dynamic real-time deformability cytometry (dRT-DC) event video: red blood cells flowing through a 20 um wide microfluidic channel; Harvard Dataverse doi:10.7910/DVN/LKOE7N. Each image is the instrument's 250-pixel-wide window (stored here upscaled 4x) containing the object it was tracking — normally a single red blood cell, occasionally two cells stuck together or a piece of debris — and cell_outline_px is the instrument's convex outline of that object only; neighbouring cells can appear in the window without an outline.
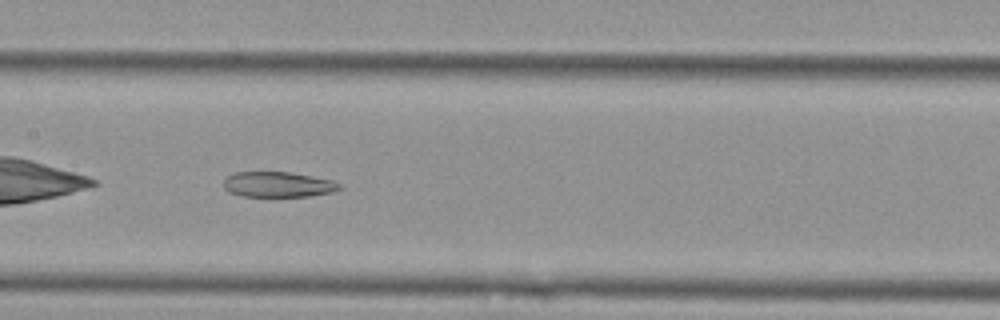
{"species": "Egyptian fruit bat (a non-hibernating species)", "species_latin": "Rousettus aegyptiacus", "temperature_condition": "cold", "stored_images_in_passage": 37, "camera_frame_rate_fps": 3000, "um_per_image_px": 0.085, "animal": {"sex": "female"}, "frame": {"image": 1, "passage_image": 11, "time_ms": 3.333, "image_size_px": [1000, 320], "cell_outline_px": [[340, 188], [332, 192], [308, 196], [240, 196], [228, 192], [224, 188], [224, 180], [228, 176], [236, 172], [288, 172], [332, 180], [340, 184]], "centroid_in_image_um": [23.59, 15.68], "position_along_channel_um": 183.8, "area_um2": 16.94}, "authors_computed_cell_mechanics": {"area_um2": 19.7098, "velocity_mm_per_s": 3.5652, "shape_relaxation_time_tau1_ms": null, "shape_relaxation_time_tau2_ms": 4.5657, "deformation_change_tau1": null, "deformation_change_tau2": 0.1179}}